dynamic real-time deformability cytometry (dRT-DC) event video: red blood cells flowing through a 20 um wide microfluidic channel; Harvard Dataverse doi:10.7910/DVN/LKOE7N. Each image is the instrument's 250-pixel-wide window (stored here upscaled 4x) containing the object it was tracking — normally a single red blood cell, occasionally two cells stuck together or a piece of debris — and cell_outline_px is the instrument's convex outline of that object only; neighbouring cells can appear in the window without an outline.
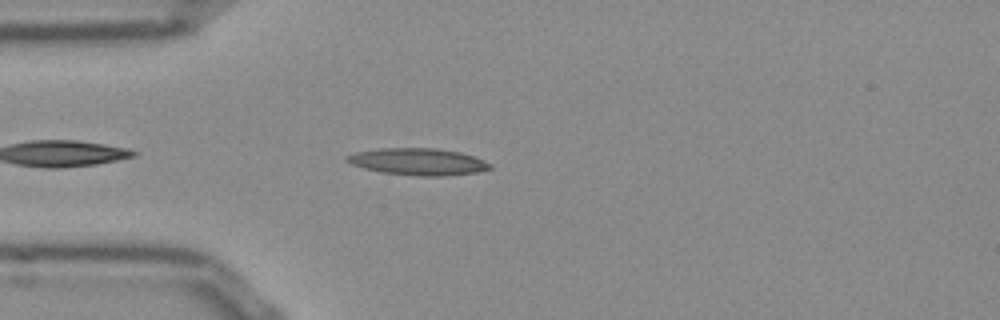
{"species": "Egyptian fruit bat (a non-hibernating species)", "species_latin": "Rousettus aegyptiacus", "temperature_condition": "room temperature", "stored_images_in_passage": 38, "camera_frame_rate_fps": 3000, "um_per_image_px": 0.085, "frame": {"image": 1, "passage_image": 4, "time_ms": 1.0, "image_size_px": [1000, 320], "cell_outline_px": [[492, 168], [476, 172], [440, 176], [420, 176], [384, 172], [364, 168], [352, 164], [344, 160], [344, 156], [356, 152], [380, 148], [436, 148], [460, 152], [472, 156], [492, 164]], "centroid_in_image_um": [35.51, 13.73], "position_along_channel_um": 49.5, "area_um2": 22.2}}
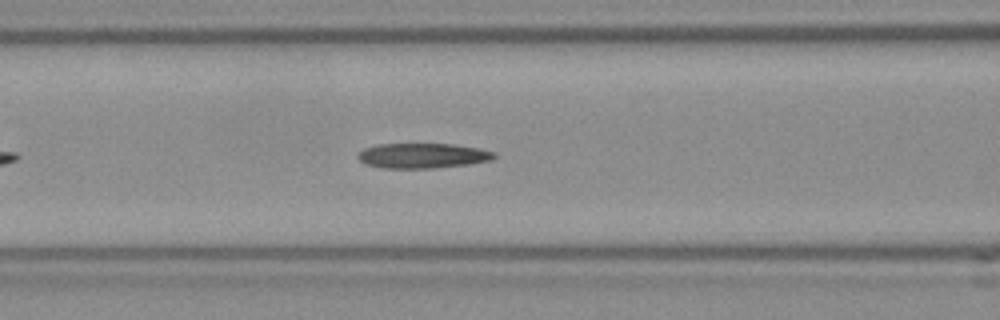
{"frame": {"image": 2, "passage_image": 11, "time_ms": 3.333, "image_size_px": [1000, 320], "cell_outline_px": [[496, 156], [492, 160], [468, 164], [432, 168], [384, 168], [368, 164], [360, 160], [356, 156], [364, 148], [376, 144], [452, 144], [480, 148], [496, 152]], "centroid_in_image_um": [35.95, 13.22], "position_along_channel_um": 130.6, "area_um2": 19.83}}
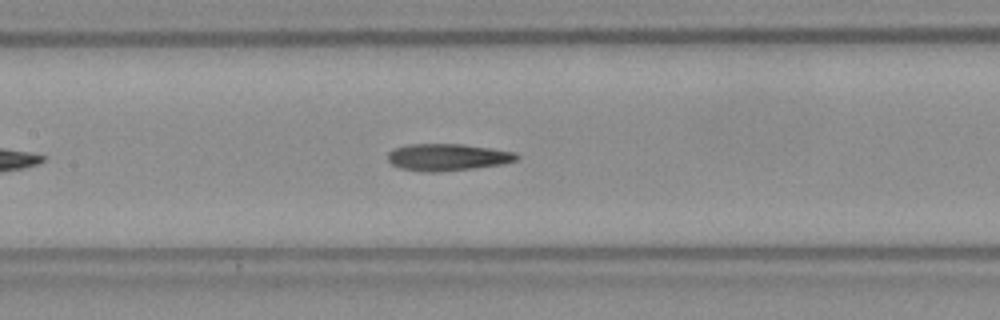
{"frame": {"image": 3, "passage_image": 14, "time_ms": 4.333, "image_size_px": [1000, 320], "cell_outline_px": [[520, 156], [516, 160], [500, 164], [472, 168], [440, 172], [424, 172], [400, 168], [392, 164], [388, 160], [388, 152], [392, 148], [408, 144], [464, 144], [516, 152]], "centroid_in_image_um": [38.0, 13.35], "position_along_channel_um": 169.4, "area_um2": 20.29}, "authors_computed_cell_mechanics": {"area_um2": 20.0566, "velocity_mm_per_s": 3.8477, "shape_relaxation_time_tau1_ms": 6.8601, "shape_relaxation_time_tau2_ms": 5.5227, "deformation_change_tau1": 0.2146, "deformation_change_tau2": 0.1335}}